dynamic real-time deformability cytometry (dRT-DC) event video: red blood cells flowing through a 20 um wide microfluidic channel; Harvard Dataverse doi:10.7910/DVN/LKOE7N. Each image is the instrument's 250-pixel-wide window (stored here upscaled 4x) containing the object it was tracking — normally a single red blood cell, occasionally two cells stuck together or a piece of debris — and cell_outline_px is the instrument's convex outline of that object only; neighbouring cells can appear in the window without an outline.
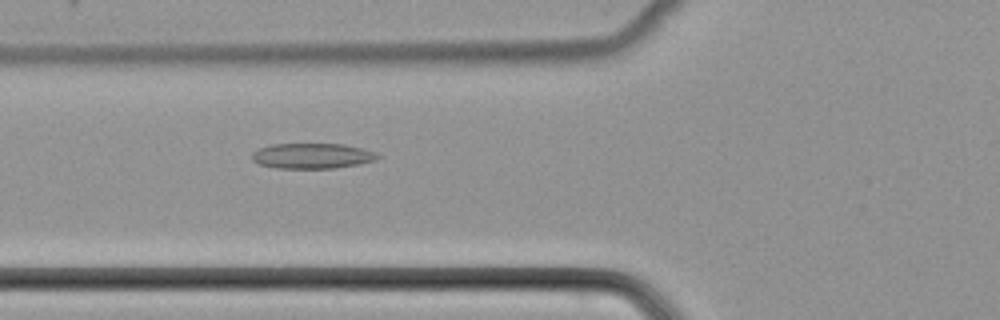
{"species": "common noctule bat (a hibernating species)", "species_latin": "Nyctalus noctula", "temperature_condition": "cold", "stored_images_in_passage": 39, "camera_frame_rate_fps": 3000, "um_per_image_px": 0.085, "animal": {"sex": "female", "body_mass_g": 22.7, "forearm_length_mm": 54.2}, "frame": {"image": 1, "passage_image": 8, "time_ms": 2.333, "image_size_px": [1000, 320], "cell_outline_px": [[380, 156], [376, 160], [360, 164], [336, 168], [276, 168], [260, 164], [252, 160], [252, 152], [260, 148], [272, 144], [344, 144], [364, 148], [376, 152]], "centroid_in_image_um": [26.57, 13.25], "position_along_channel_um": 99.2, "area_um2": 18.67}}
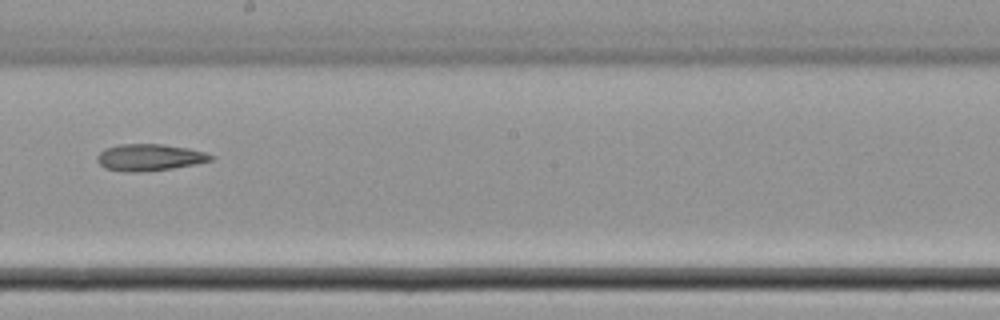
{"frame": {"image": 2, "passage_image": 18, "time_ms": 5.667, "image_size_px": [1000, 320], "cell_outline_px": [[216, 156], [212, 160], [196, 164], [172, 168], [140, 172], [128, 172], [104, 168], [96, 160], [96, 156], [104, 148], [120, 144], [164, 144], [188, 148], [204, 152]], "centroid_in_image_um": [12.7, 13.37], "position_along_channel_um": 235.5, "area_um2": 17.8}}
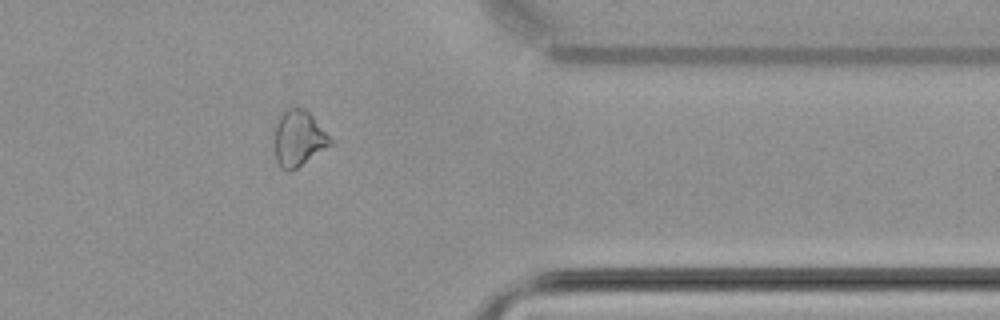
{"frame": {"image": 3, "passage_image": 30, "time_ms": 9.667, "image_size_px": [1000, 320], "cell_outline_px": [[332, 144], [296, 168], [288, 172], [284, 172], [280, 168], [276, 160], [276, 120], [288, 108], [296, 104], [304, 108], [312, 116], [332, 140]], "centroid_in_image_um": [25.37, 11.75], "position_along_channel_um": 386.0, "area_um2": 17.92}}